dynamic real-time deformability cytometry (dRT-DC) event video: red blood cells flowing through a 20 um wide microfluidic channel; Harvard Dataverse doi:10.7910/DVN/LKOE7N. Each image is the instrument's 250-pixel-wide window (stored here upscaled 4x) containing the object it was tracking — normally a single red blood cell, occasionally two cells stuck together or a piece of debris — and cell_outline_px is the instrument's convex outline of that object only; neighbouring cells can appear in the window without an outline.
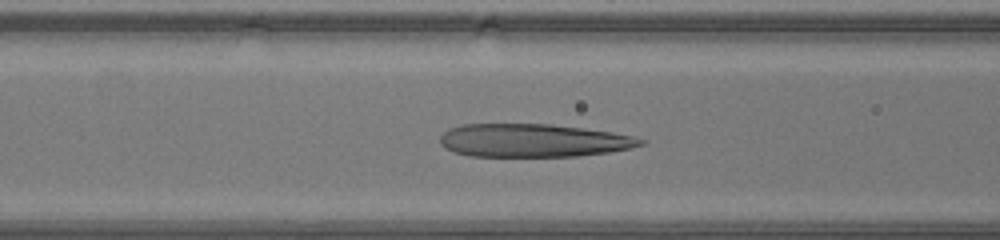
{"species": "human", "species_latin": "Homo sapiens", "temperature_condition": "warm", "stored_images_in_passage": 24, "camera_frame_rate_fps": 3000, "um_per_image_px": 0.085, "donor": {"sex": "male"}, "frame": {"image": 1, "passage_image": 6, "time_ms": 1.667, "image_size_px": [1000, 240], "cell_outline_px": [[648, 144], [608, 152], [580, 156], [468, 156], [452, 152], [444, 148], [440, 144], [440, 136], [448, 128], [464, 124], [552, 124], [612, 132], [632, 136], [648, 140]], "centroid_in_image_um": [45.31, 11.94], "position_along_channel_um": 121.3, "area_um2": 39.02}}
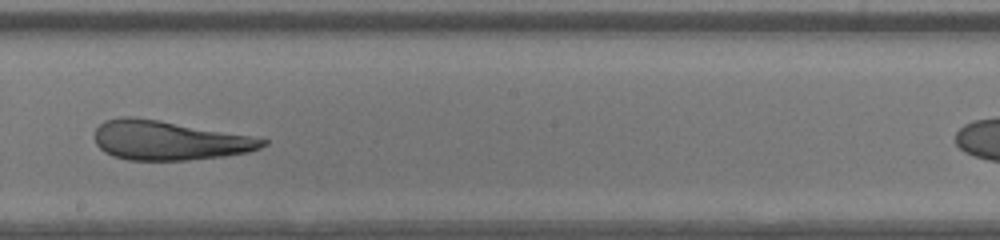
{"frame": {"image": 2, "passage_image": 13, "time_ms": 4.0, "image_size_px": [1000, 240], "cell_outline_px": [[268, 144], [260, 148], [248, 152], [224, 156], [188, 160], [128, 160], [112, 156], [104, 152], [96, 144], [96, 128], [104, 120], [120, 116], [132, 116], [160, 120], [252, 136], [268, 140]], "centroid_in_image_um": [14.35, 11.93], "position_along_channel_um": 233.9, "area_um2": 38.55}}
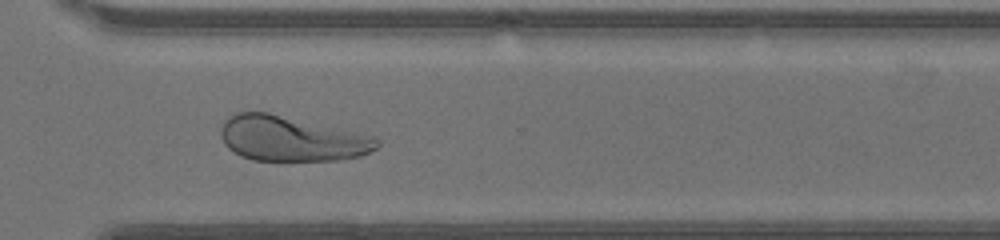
{"frame": {"image": 3, "passage_image": 20, "time_ms": 6.333, "image_size_px": [1000, 240], "cell_outline_px": [[380, 144], [376, 148], [360, 156], [340, 160], [252, 160], [240, 156], [228, 148], [224, 144], [220, 136], [220, 128], [224, 120], [228, 116], [236, 112], [268, 112], [376, 136], [380, 140]], "centroid_in_image_um": [24.75, 11.78], "position_along_channel_um": 345.9, "area_um2": 41.27}}